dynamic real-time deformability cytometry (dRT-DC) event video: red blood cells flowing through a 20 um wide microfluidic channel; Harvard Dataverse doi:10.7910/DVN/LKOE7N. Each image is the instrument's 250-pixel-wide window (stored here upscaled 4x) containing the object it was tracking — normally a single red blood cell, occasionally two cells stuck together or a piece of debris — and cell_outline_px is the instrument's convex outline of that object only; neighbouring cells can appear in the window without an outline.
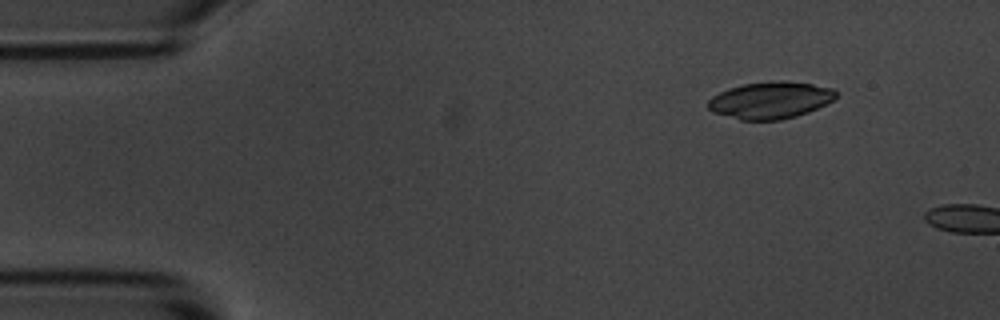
{"species": "common noctule bat (a hibernating species)", "species_latin": "Nyctalus noctula", "temperature_condition": "room temperature", "stored_images_in_passage": 4, "camera_frame_rate_fps": 3000, "um_per_image_px": 0.085, "animal": {"sex": "male", "body_mass_g": 20.1, "forearm_length_mm": 53.5}, "frame": {"image": 1, "passage_image": 2, "time_ms": 0.333, "image_size_px": [1000, 320], "cell_outline_px": [[836, 96], [832, 100], [808, 112], [796, 116], [780, 120], [740, 120], [712, 112], [708, 108], [708, 100], [712, 96], [728, 88], [744, 84], [772, 80], [812, 84], [832, 88], [836, 92]], "centroid_in_image_um": [65.43, 8.52], "position_along_channel_um": 19.6, "area_um2": 27.34}}